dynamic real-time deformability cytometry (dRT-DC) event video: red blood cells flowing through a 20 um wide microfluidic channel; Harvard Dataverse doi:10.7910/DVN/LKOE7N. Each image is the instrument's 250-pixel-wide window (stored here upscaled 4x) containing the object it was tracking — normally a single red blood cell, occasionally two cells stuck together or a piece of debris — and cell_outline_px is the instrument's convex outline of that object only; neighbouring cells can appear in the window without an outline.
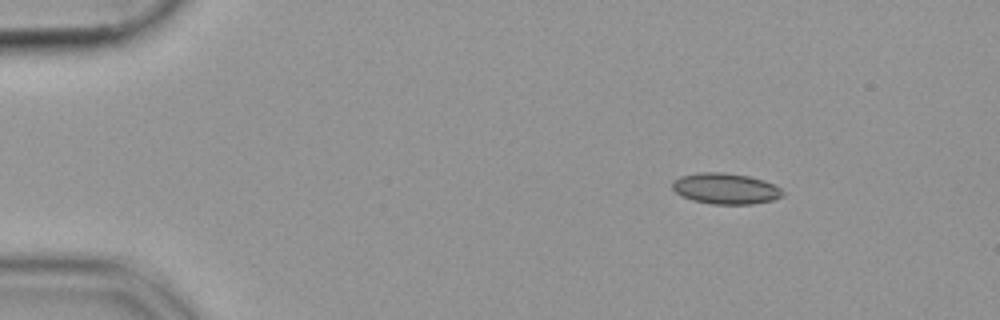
{"species": "common noctule bat (a hibernating species)", "species_latin": "Nyctalus noctula", "temperature_condition": "cold", "stored_images_in_passage": 47, "camera_frame_rate_fps": 3000, "um_per_image_px": 0.085, "animal": {"sex": "female", "body_mass_g": 19.9}, "frame": {"image": 1, "passage_image": 1, "time_ms": 0.0, "image_size_px": [1000, 320], "cell_outline_px": [[784, 196], [772, 200], [752, 204], [712, 204], [692, 200], [680, 196], [672, 188], [672, 180], [680, 176], [700, 172], [720, 172], [748, 176], [764, 180], [780, 188], [784, 192]], "centroid_in_image_um": [61.65, 16.03], "position_along_channel_um": 23.4, "area_um2": 19.94}}
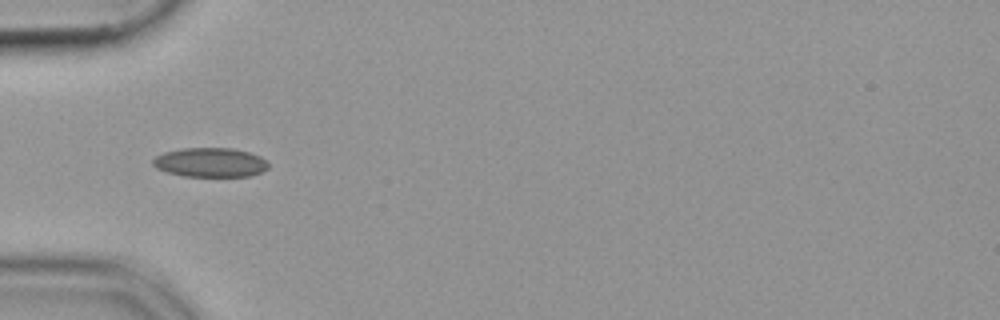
{"frame": {"image": 2, "passage_image": 11, "time_ms": 3.333, "image_size_px": [1000, 320], "cell_outline_px": [[268, 168], [252, 176], [184, 176], [168, 172], [156, 168], [152, 164], [152, 160], [156, 156], [164, 152], [184, 148], [232, 148], [248, 152], [260, 156], [268, 164]], "centroid_in_image_um": [17.86, 13.8], "position_along_channel_um": 67.1, "area_um2": 19.59}}
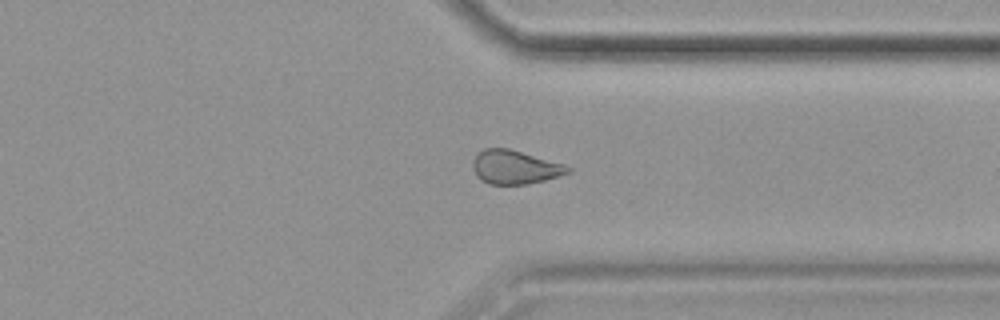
{"frame": {"image": 3, "passage_image": 35, "time_ms": 11.333, "image_size_px": [1000, 320], "cell_outline_px": [[572, 172], [544, 180], [528, 184], [488, 184], [480, 180], [476, 176], [472, 168], [472, 160], [484, 148], [508, 148], [564, 164], [572, 168]], "centroid_in_image_um": [43.75, 14.21], "position_along_channel_um": 367.6, "area_um2": 18.73}}